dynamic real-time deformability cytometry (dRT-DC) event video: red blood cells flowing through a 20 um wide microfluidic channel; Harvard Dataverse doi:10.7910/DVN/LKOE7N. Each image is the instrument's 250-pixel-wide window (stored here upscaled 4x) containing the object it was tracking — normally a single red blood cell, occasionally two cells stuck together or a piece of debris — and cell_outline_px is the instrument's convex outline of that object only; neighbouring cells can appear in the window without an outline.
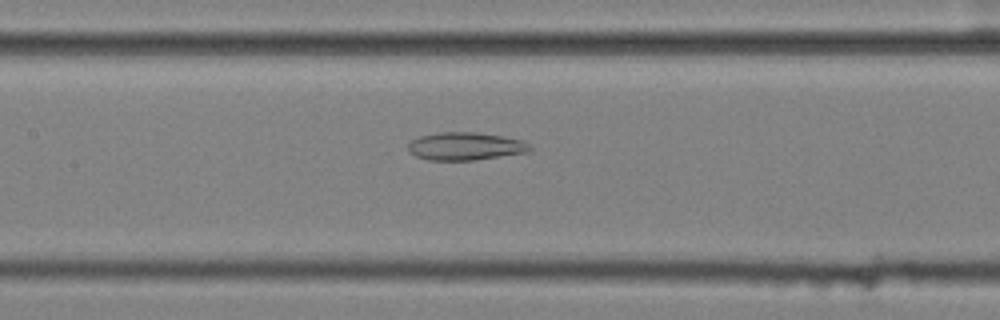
{"species": "common noctule bat (a hibernating species)", "species_latin": "Nyctalus noctula", "temperature_condition": "cold", "stored_images_in_passage": 43, "camera_frame_rate_fps": 3000, "um_per_image_px": 0.085, "animal": {"sex": "female", "body_mass_g": 25.1}, "frame": {"image": 1, "passage_image": 13, "time_ms": 4.0, "image_size_px": [1000, 320], "cell_outline_px": [[532, 148], [528, 152], [472, 160], [428, 160], [416, 156], [408, 148], [408, 144], [412, 140], [420, 136], [440, 132], [476, 132], [524, 140]], "centroid_in_image_um": [39.56, 12.43], "position_along_channel_um": 167.8, "area_um2": 19.54}}
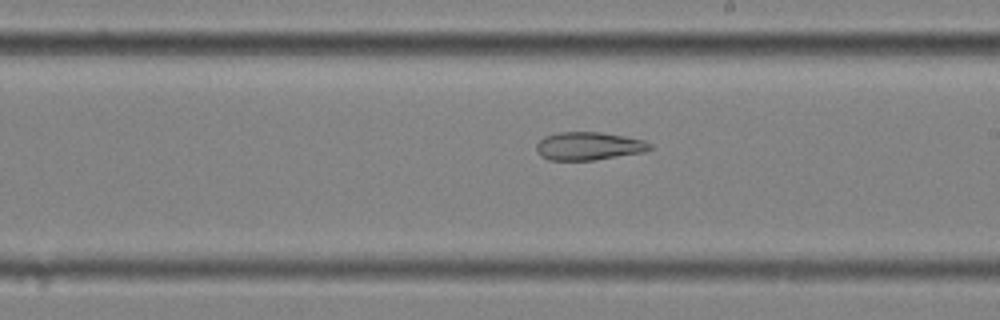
{"frame": {"image": 2, "passage_image": 19, "time_ms": 6.0, "image_size_px": [1000, 320], "cell_outline_px": [[652, 148], [644, 152], [596, 160], [548, 160], [540, 156], [536, 148], [536, 144], [544, 136], [560, 132], [600, 132], [624, 136], [644, 140], [652, 144]], "centroid_in_image_um": [50.04, 12.42], "position_along_channel_um": 239.0, "area_um2": 18.67}}
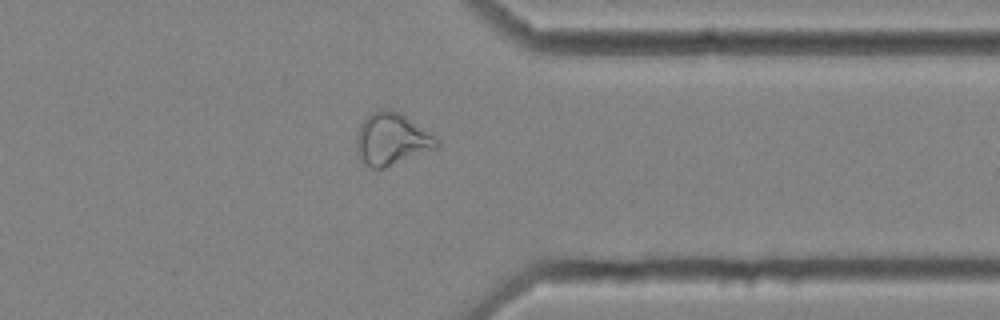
{"frame": {"image": 3, "passage_image": 31, "time_ms": 10.0, "image_size_px": [1000, 320], "cell_outline_px": [[440, 144], [436, 148], [384, 168], [372, 168], [364, 164], [360, 160], [356, 144], [356, 136], [360, 124], [372, 112], [400, 112], [440, 140]], "centroid_in_image_um": [33.29, 11.87], "position_along_channel_um": 378.1, "area_um2": 23.76}, "authors_computed_cell_mechanics": {"area_um2": 22.542, "velocity_mm_per_s": 3.5657, "shape_relaxation_time_tau1_ms": null, "shape_relaxation_time_tau2_ms": 3.5563, "deformation_change_tau1": null, "deformation_change_tau2": 0.1045}}